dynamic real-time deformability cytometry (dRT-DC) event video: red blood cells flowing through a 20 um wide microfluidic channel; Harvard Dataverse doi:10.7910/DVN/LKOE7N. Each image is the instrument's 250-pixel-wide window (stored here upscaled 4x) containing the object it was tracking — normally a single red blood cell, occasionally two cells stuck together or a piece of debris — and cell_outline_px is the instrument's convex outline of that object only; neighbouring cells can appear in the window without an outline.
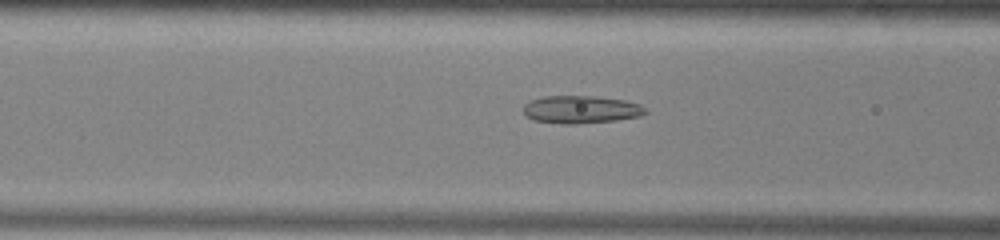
{"species": "common noctule bat (a hibernating species)", "species_latin": "Nyctalus noctula", "temperature_condition": "warm", "stored_images_in_passage": 52, "camera_frame_rate_fps": 3000, "um_per_image_px": 0.085, "animal": {"sex": "male", "body_mass_g": 13.0, "forearm_length_mm": 53.1}, "frame": {"image": 1, "passage_image": 20, "time_ms": 6.333, "image_size_px": [1000, 240], "cell_outline_px": [[648, 112], [640, 116], [616, 120], [576, 124], [564, 124], [532, 120], [524, 116], [524, 104], [528, 100], [544, 96], [596, 96], [624, 100], [640, 104]], "centroid_in_image_um": [49.34, 9.3], "position_along_channel_um": 117.3, "area_um2": 19.88}}
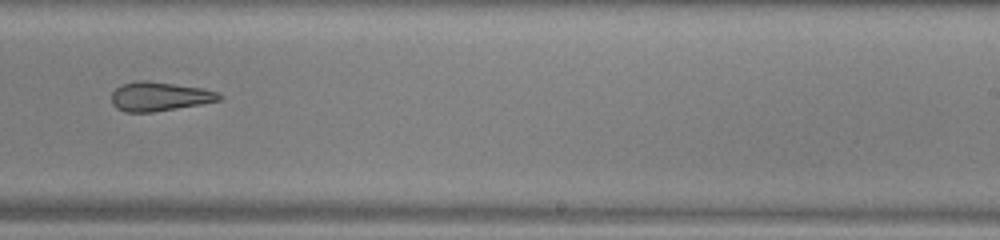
{"frame": {"image": 2, "passage_image": 32, "time_ms": 10.333, "image_size_px": [1000, 240], "cell_outline_px": [[224, 96], [220, 100], [200, 104], [152, 112], [124, 112], [116, 108], [112, 104], [112, 92], [120, 84], [140, 80], [144, 80], [200, 88], [216, 92]], "centroid_in_image_um": [13.5, 8.2], "position_along_channel_um": 275.5, "area_um2": 18.03}}
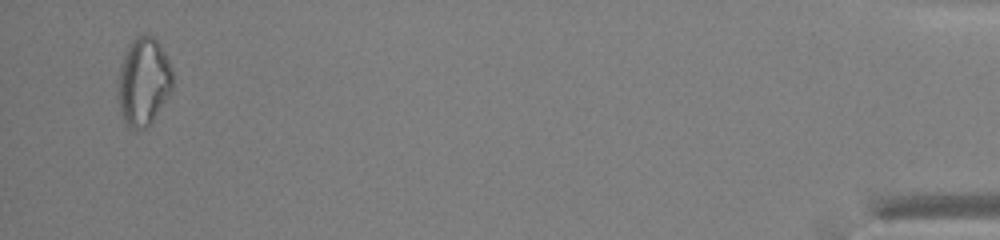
{"frame": {"image": 3, "passage_image": 50, "time_ms": 16.333, "image_size_px": [1000, 240], "cell_outline_px": [[172, 92], [152, 124], [144, 128], [132, 128], [124, 120], [120, 112], [116, 84], [124, 52], [128, 44], [136, 36], [144, 32], [152, 36], [160, 44], [172, 68]], "centroid_in_image_um": [12.2, 6.92], "position_along_channel_um": 423.0, "area_um2": 28.61}, "authors_computed_cell_mechanics": {"area_um2": 21.5016, "velocity_mm_per_s": 3.9672, "shape_relaxation_time_tau1_ms": null, "shape_relaxation_time_tau2_ms": 4.7368, "deformation_change_tau1": null, "deformation_change_tau2": 0.1663}}